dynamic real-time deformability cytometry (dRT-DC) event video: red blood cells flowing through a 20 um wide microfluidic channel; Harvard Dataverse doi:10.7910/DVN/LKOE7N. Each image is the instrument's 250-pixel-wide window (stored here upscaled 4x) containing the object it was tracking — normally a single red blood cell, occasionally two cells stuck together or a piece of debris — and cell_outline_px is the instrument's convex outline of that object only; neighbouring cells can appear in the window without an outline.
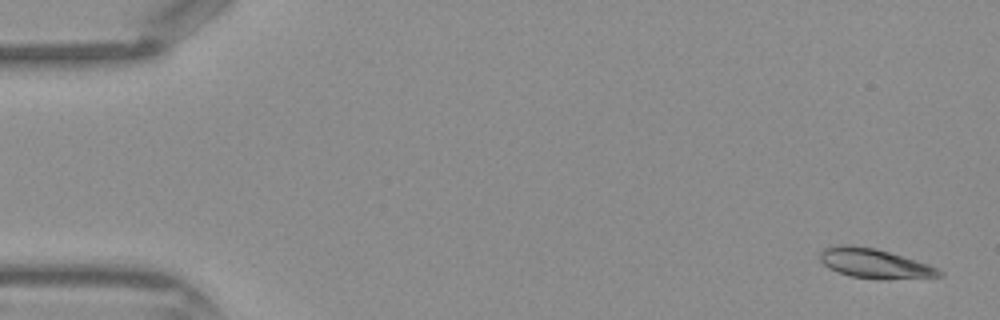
{"species": "Egyptian fruit bat (a non-hibernating species)", "species_latin": "Rousettus aegyptiacus", "temperature_condition": "warm", "stored_images_in_passage": 44, "camera_frame_rate_fps": 3000, "um_per_image_px": 0.085, "frame": {"image": 1, "passage_image": 1, "time_ms": 0.0, "image_size_px": [1000, 320], "cell_outline_px": [[944, 276], [888, 280], [876, 280], [852, 276], [828, 268], [820, 260], [820, 252], [824, 248], [840, 244], [852, 244], [876, 248], [916, 260], [928, 264], [944, 272]], "centroid_in_image_um": [74.35, 22.4], "position_along_channel_um": 10.6, "area_um2": 20.81}}
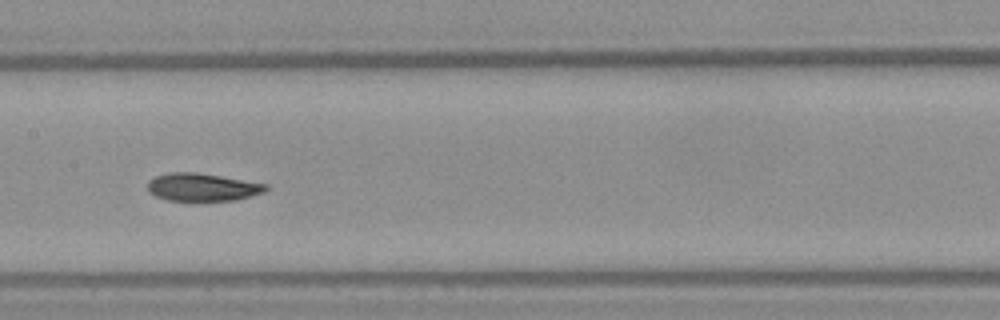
{"frame": {"image": 2, "passage_image": 21, "time_ms": 6.667, "image_size_px": [1000, 320], "cell_outline_px": [[268, 188], [264, 192], [232, 200], [168, 200], [156, 196], [148, 192], [148, 180], [156, 176], [168, 172], [196, 172], [268, 184]], "centroid_in_image_um": [17.16, 15.89], "position_along_channel_um": 190.2, "area_um2": 18.9}}
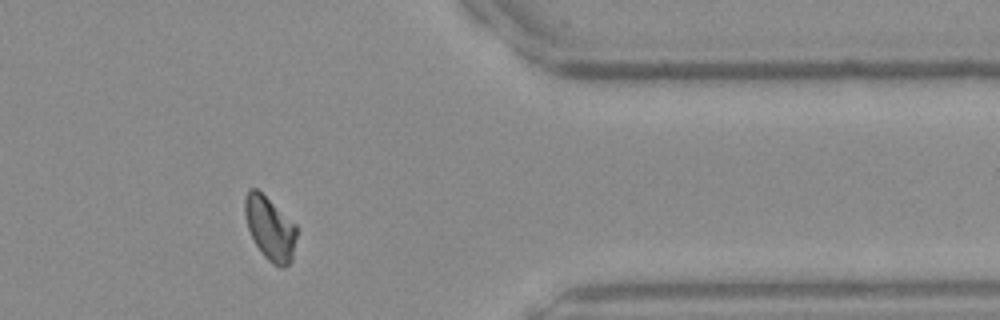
{"frame": {"image": 3, "passage_image": 35, "time_ms": 11.333, "image_size_px": [1000, 320], "cell_outline_px": [[296, 236], [292, 260], [284, 268], [280, 268], [272, 264], [264, 256], [256, 244], [248, 228], [244, 212], [244, 196], [248, 188], [256, 188], [296, 224]], "centroid_in_image_um": [22.94, 19.41], "position_along_channel_um": 388.5, "area_um2": 19.07}}